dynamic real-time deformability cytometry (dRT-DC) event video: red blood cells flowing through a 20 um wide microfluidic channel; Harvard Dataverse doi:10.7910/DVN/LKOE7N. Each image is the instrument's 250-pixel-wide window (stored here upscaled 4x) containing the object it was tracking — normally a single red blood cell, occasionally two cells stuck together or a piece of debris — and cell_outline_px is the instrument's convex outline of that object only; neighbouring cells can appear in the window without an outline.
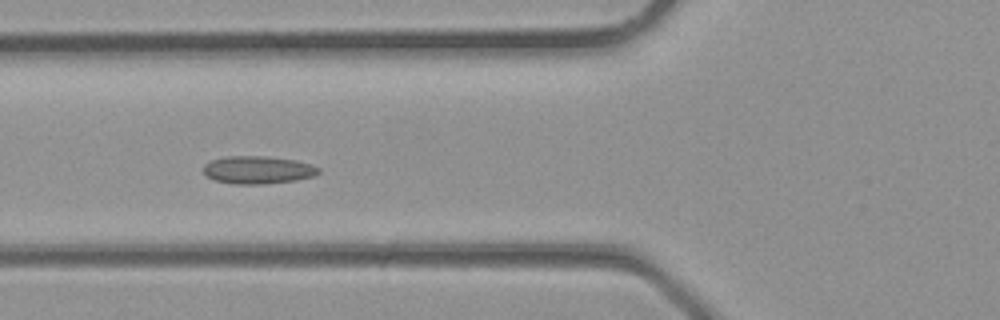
{"species": "common noctule bat (a hibernating species)", "species_latin": "Nyctalus noctula", "temperature_condition": "room temperature", "stored_images_in_passage": 36, "camera_frame_rate_fps": 3000, "um_per_image_px": 0.085, "animal": {"sex": "male", "body_mass_g": 23.1, "forearm_length_mm": 52.7}, "frame": {"image": 1, "passage_image": 14, "time_ms": 4.333, "image_size_px": [1000, 320], "cell_outline_px": [[320, 172], [312, 176], [296, 180], [264, 184], [236, 184], [216, 180], [208, 176], [204, 172], [204, 164], [208, 160], [224, 156], [268, 156], [296, 160], [320, 168]], "centroid_in_image_um": [21.89, 14.43], "position_along_channel_um": 103.9, "area_um2": 18.61}}
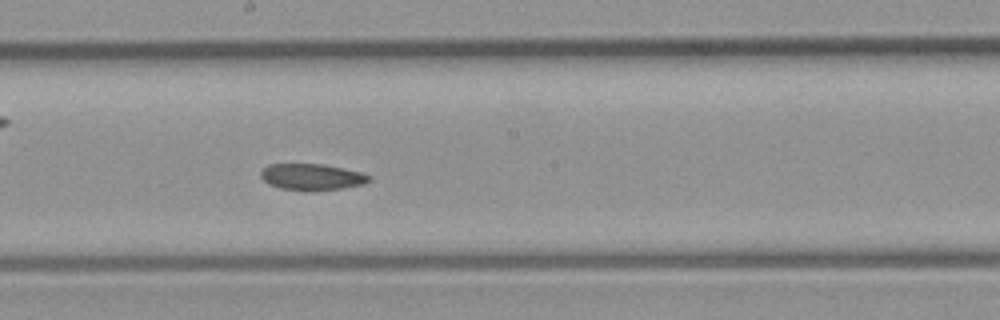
{"frame": {"image": 2, "passage_image": 20, "time_ms": 6.333, "image_size_px": [1000, 320], "cell_outline_px": [[372, 180], [364, 184], [344, 188], [280, 188], [268, 184], [260, 176], [260, 172], [268, 164], [320, 164], [344, 168], [364, 172], [372, 176]], "centroid_in_image_um": [26.56, 14.99], "position_along_channel_um": 221.6, "area_um2": 16.13}}
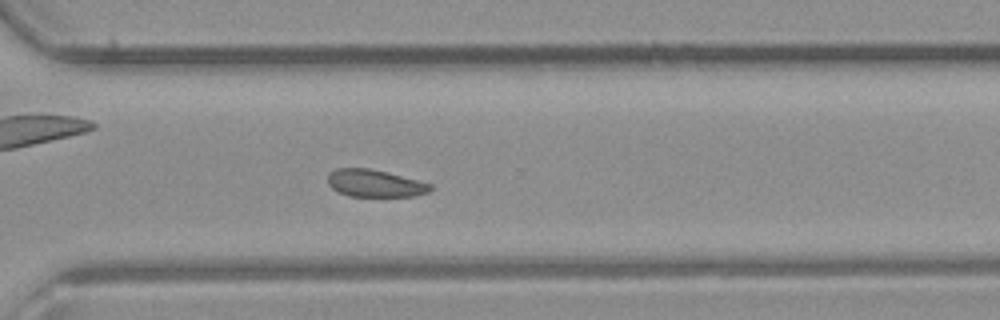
{"frame": {"image": 3, "passage_image": 26, "time_ms": 8.333, "image_size_px": [1000, 320], "cell_outline_px": [[432, 188], [428, 192], [412, 196], [348, 196], [332, 188], [328, 184], [328, 172], [336, 168], [368, 168], [432, 184]], "centroid_in_image_um": [31.81, 15.58], "position_along_channel_um": 338.8, "area_um2": 16.07}}